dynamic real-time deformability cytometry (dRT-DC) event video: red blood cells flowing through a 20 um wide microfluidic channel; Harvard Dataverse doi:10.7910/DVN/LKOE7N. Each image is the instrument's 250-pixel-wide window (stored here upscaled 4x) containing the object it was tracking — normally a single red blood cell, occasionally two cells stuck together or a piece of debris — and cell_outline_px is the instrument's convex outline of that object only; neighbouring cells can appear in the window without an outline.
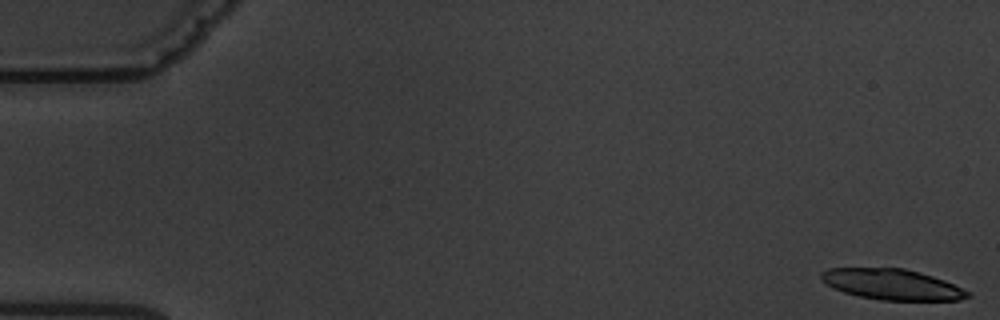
{"species": "common noctule bat (a hibernating species)", "species_latin": "Nyctalus noctula", "temperature_condition": "warm", "stored_images_in_passage": 4, "segment_of_instrument_passage": [2, 2], "camera_frame_rate_fps": 3000, "um_per_image_px": 0.085, "animal": {"sex": "male", "body_mass_g": 19.5, "forearm_length_mm": 54.6}, "frame": {"image": 1, "passage_image": 4, "time_ms": 7.0, "image_size_px": [1000, 320], "cell_outline_px": [[972, 296], [960, 300], [880, 300], [860, 296], [844, 292], [820, 280], [820, 272], [828, 268], [904, 268], [932, 276], [944, 280], [972, 292]], "centroid_in_image_um": [75.85, 24.17], "position_along_channel_um": 9.1, "area_um2": 26.13}}